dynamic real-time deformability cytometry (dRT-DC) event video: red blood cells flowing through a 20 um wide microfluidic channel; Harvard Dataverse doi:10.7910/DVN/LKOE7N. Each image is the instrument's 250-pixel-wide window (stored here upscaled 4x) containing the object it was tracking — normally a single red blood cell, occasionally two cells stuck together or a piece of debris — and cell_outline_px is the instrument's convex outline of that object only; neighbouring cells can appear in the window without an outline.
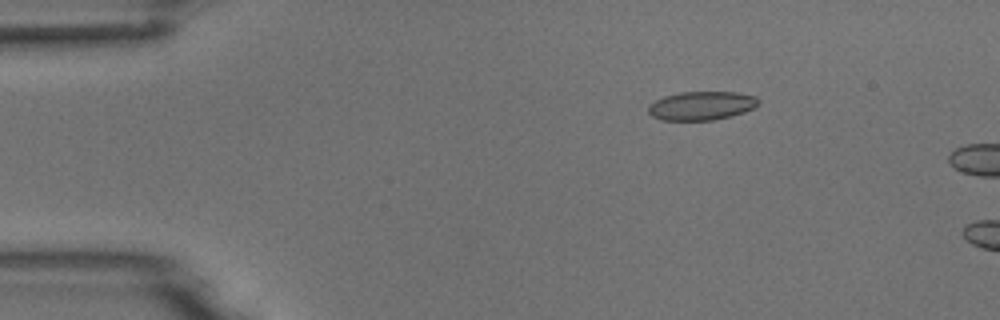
{"species": "common noctule bat (a hibernating species)", "species_latin": "Nyctalus noctula", "temperature_condition": "room temperature", "stored_images_in_passage": 4, "camera_frame_rate_fps": 3000, "um_per_image_px": 0.085, "animal": {"sex": "male", "body_mass_g": 18.8}, "frame": {"image": 1, "passage_image": 2, "time_ms": 1.333, "image_size_px": [1000, 320], "cell_outline_px": [[760, 104], [744, 112], [732, 116], [712, 120], [660, 120], [652, 116], [648, 112], [648, 104], [664, 96], [680, 92], [736, 92], [756, 96], [760, 100]], "centroid_in_image_um": [59.63, 8.98], "position_along_channel_um": 25.4, "area_um2": 18.55}}